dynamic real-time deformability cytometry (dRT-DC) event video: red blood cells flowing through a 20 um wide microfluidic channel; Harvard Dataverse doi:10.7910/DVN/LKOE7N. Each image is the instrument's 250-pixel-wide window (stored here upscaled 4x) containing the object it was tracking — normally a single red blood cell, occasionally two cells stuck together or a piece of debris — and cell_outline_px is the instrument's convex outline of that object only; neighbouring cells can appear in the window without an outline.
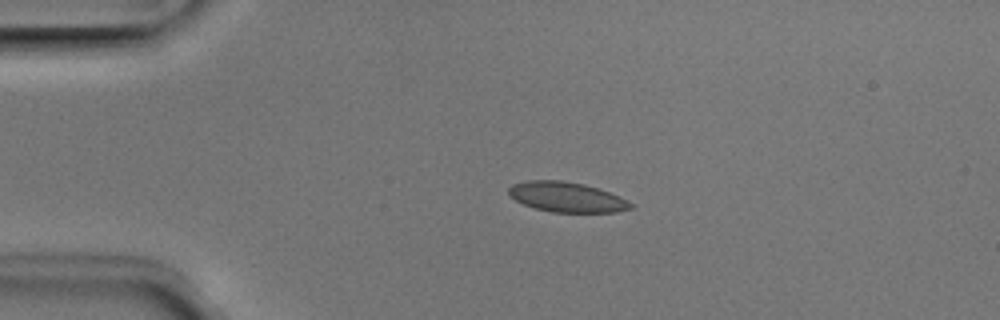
{"species": "Egyptian fruit bat (a non-hibernating species)", "species_latin": "Rousettus aegyptiacus", "temperature_condition": "room temperature", "stored_images_in_passage": 4, "camera_frame_rate_fps": 3000, "um_per_image_px": 0.085, "animal": {"sex": "male"}, "frame": {"image": 1, "passage_image": 3, "time_ms": 0.667, "image_size_px": [1000, 320], "cell_outline_px": [[632, 208], [616, 212], [552, 212], [536, 208], [524, 204], [516, 200], [508, 192], [508, 188], [512, 184], [528, 180], [560, 180], [584, 184], [620, 196], [632, 204]], "centroid_in_image_um": [48.16, 16.74], "position_along_channel_um": 36.8, "area_um2": 21.1}}